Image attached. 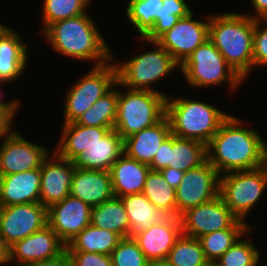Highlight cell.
<instances>
[{
	"label": "cell",
	"mask_w": 267,
	"mask_h": 266,
	"mask_svg": "<svg viewBox=\"0 0 267 266\" xmlns=\"http://www.w3.org/2000/svg\"><path fill=\"white\" fill-rule=\"evenodd\" d=\"M230 115L207 145V160L219 175L252 170L267 164L265 142L258 131L244 128Z\"/></svg>",
	"instance_id": "1"
},
{
	"label": "cell",
	"mask_w": 267,
	"mask_h": 266,
	"mask_svg": "<svg viewBox=\"0 0 267 266\" xmlns=\"http://www.w3.org/2000/svg\"><path fill=\"white\" fill-rule=\"evenodd\" d=\"M88 13L51 24L43 36L53 50L79 60H94V66L111 61L114 56L109 45Z\"/></svg>",
	"instance_id": "2"
},
{
	"label": "cell",
	"mask_w": 267,
	"mask_h": 266,
	"mask_svg": "<svg viewBox=\"0 0 267 266\" xmlns=\"http://www.w3.org/2000/svg\"><path fill=\"white\" fill-rule=\"evenodd\" d=\"M253 36L254 19L248 14L228 12L209 16L208 39L243 80L253 69Z\"/></svg>",
	"instance_id": "3"
},
{
	"label": "cell",
	"mask_w": 267,
	"mask_h": 266,
	"mask_svg": "<svg viewBox=\"0 0 267 266\" xmlns=\"http://www.w3.org/2000/svg\"><path fill=\"white\" fill-rule=\"evenodd\" d=\"M166 98V117L171 133L179 138L200 141L206 146L218 132L221 124L230 116L216 105L185 97Z\"/></svg>",
	"instance_id": "4"
},
{
	"label": "cell",
	"mask_w": 267,
	"mask_h": 266,
	"mask_svg": "<svg viewBox=\"0 0 267 266\" xmlns=\"http://www.w3.org/2000/svg\"><path fill=\"white\" fill-rule=\"evenodd\" d=\"M162 92L128 89L118 91L114 129L123 140L160 122L166 116V98Z\"/></svg>",
	"instance_id": "5"
},
{
	"label": "cell",
	"mask_w": 267,
	"mask_h": 266,
	"mask_svg": "<svg viewBox=\"0 0 267 266\" xmlns=\"http://www.w3.org/2000/svg\"><path fill=\"white\" fill-rule=\"evenodd\" d=\"M152 43L156 46L154 50H148L137 54L126 62L116 63L117 82L119 85L134 90H147L159 92L151 88L152 83H157L167 77L171 71L179 68L180 64L164 49L157 41Z\"/></svg>",
	"instance_id": "6"
},
{
	"label": "cell",
	"mask_w": 267,
	"mask_h": 266,
	"mask_svg": "<svg viewBox=\"0 0 267 266\" xmlns=\"http://www.w3.org/2000/svg\"><path fill=\"white\" fill-rule=\"evenodd\" d=\"M180 70L192 87L203 88L228 82L232 92L244 83L209 39L187 57Z\"/></svg>",
	"instance_id": "7"
},
{
	"label": "cell",
	"mask_w": 267,
	"mask_h": 266,
	"mask_svg": "<svg viewBox=\"0 0 267 266\" xmlns=\"http://www.w3.org/2000/svg\"><path fill=\"white\" fill-rule=\"evenodd\" d=\"M223 176V177H222ZM267 187V164L252 170L233 171L219 177V195L232 213L244 222Z\"/></svg>",
	"instance_id": "8"
},
{
	"label": "cell",
	"mask_w": 267,
	"mask_h": 266,
	"mask_svg": "<svg viewBox=\"0 0 267 266\" xmlns=\"http://www.w3.org/2000/svg\"><path fill=\"white\" fill-rule=\"evenodd\" d=\"M117 69L110 61L93 66L68 89L65 99L64 124L75 122L99 98L116 86Z\"/></svg>",
	"instance_id": "9"
},
{
	"label": "cell",
	"mask_w": 267,
	"mask_h": 266,
	"mask_svg": "<svg viewBox=\"0 0 267 266\" xmlns=\"http://www.w3.org/2000/svg\"><path fill=\"white\" fill-rule=\"evenodd\" d=\"M182 234L199 238L205 234L231 228L239 219L220 195L180 215Z\"/></svg>",
	"instance_id": "10"
},
{
	"label": "cell",
	"mask_w": 267,
	"mask_h": 266,
	"mask_svg": "<svg viewBox=\"0 0 267 266\" xmlns=\"http://www.w3.org/2000/svg\"><path fill=\"white\" fill-rule=\"evenodd\" d=\"M47 225V209L40 203L2 206L0 238L9 248Z\"/></svg>",
	"instance_id": "11"
},
{
	"label": "cell",
	"mask_w": 267,
	"mask_h": 266,
	"mask_svg": "<svg viewBox=\"0 0 267 266\" xmlns=\"http://www.w3.org/2000/svg\"><path fill=\"white\" fill-rule=\"evenodd\" d=\"M219 173L206 160L184 173L176 189L177 216L187 209L208 202L219 195Z\"/></svg>",
	"instance_id": "12"
},
{
	"label": "cell",
	"mask_w": 267,
	"mask_h": 266,
	"mask_svg": "<svg viewBox=\"0 0 267 266\" xmlns=\"http://www.w3.org/2000/svg\"><path fill=\"white\" fill-rule=\"evenodd\" d=\"M49 150L34 144L16 130L3 137L0 146V176L41 168Z\"/></svg>",
	"instance_id": "13"
},
{
	"label": "cell",
	"mask_w": 267,
	"mask_h": 266,
	"mask_svg": "<svg viewBox=\"0 0 267 266\" xmlns=\"http://www.w3.org/2000/svg\"><path fill=\"white\" fill-rule=\"evenodd\" d=\"M181 235L180 217L165 216L149 228L134 233L132 238L137 242L138 247L152 266H157L165 262L169 251Z\"/></svg>",
	"instance_id": "14"
},
{
	"label": "cell",
	"mask_w": 267,
	"mask_h": 266,
	"mask_svg": "<svg viewBox=\"0 0 267 266\" xmlns=\"http://www.w3.org/2000/svg\"><path fill=\"white\" fill-rule=\"evenodd\" d=\"M209 36V15L206 21L195 20L193 12L179 21L157 42L181 65Z\"/></svg>",
	"instance_id": "15"
},
{
	"label": "cell",
	"mask_w": 267,
	"mask_h": 266,
	"mask_svg": "<svg viewBox=\"0 0 267 266\" xmlns=\"http://www.w3.org/2000/svg\"><path fill=\"white\" fill-rule=\"evenodd\" d=\"M66 250V244L47 224L9 247V263L13 266H28L32 263L57 257ZM15 261H14V260Z\"/></svg>",
	"instance_id": "16"
},
{
	"label": "cell",
	"mask_w": 267,
	"mask_h": 266,
	"mask_svg": "<svg viewBox=\"0 0 267 266\" xmlns=\"http://www.w3.org/2000/svg\"><path fill=\"white\" fill-rule=\"evenodd\" d=\"M92 207L79 198L68 195L47 209V224L67 245L90 224Z\"/></svg>",
	"instance_id": "17"
},
{
	"label": "cell",
	"mask_w": 267,
	"mask_h": 266,
	"mask_svg": "<svg viewBox=\"0 0 267 266\" xmlns=\"http://www.w3.org/2000/svg\"><path fill=\"white\" fill-rule=\"evenodd\" d=\"M54 154V155H53ZM41 165L40 203L46 208L59 203L68 195L75 166L73 161L53 152Z\"/></svg>",
	"instance_id": "18"
},
{
	"label": "cell",
	"mask_w": 267,
	"mask_h": 266,
	"mask_svg": "<svg viewBox=\"0 0 267 266\" xmlns=\"http://www.w3.org/2000/svg\"><path fill=\"white\" fill-rule=\"evenodd\" d=\"M41 168L0 176L2 206L40 202Z\"/></svg>",
	"instance_id": "19"
},
{
	"label": "cell",
	"mask_w": 267,
	"mask_h": 266,
	"mask_svg": "<svg viewBox=\"0 0 267 266\" xmlns=\"http://www.w3.org/2000/svg\"><path fill=\"white\" fill-rule=\"evenodd\" d=\"M70 195L91 207L114 197L109 171L75 168Z\"/></svg>",
	"instance_id": "20"
},
{
	"label": "cell",
	"mask_w": 267,
	"mask_h": 266,
	"mask_svg": "<svg viewBox=\"0 0 267 266\" xmlns=\"http://www.w3.org/2000/svg\"><path fill=\"white\" fill-rule=\"evenodd\" d=\"M28 44L21 34L10 27L0 32V79L13 82L26 71Z\"/></svg>",
	"instance_id": "21"
},
{
	"label": "cell",
	"mask_w": 267,
	"mask_h": 266,
	"mask_svg": "<svg viewBox=\"0 0 267 266\" xmlns=\"http://www.w3.org/2000/svg\"><path fill=\"white\" fill-rule=\"evenodd\" d=\"M123 153V138L111 129L99 142L78 155L73 163L78 169L109 171Z\"/></svg>",
	"instance_id": "22"
},
{
	"label": "cell",
	"mask_w": 267,
	"mask_h": 266,
	"mask_svg": "<svg viewBox=\"0 0 267 266\" xmlns=\"http://www.w3.org/2000/svg\"><path fill=\"white\" fill-rule=\"evenodd\" d=\"M171 134L170 123L165 116L152 127L145 128L123 140L124 153L149 165L163 141Z\"/></svg>",
	"instance_id": "23"
},
{
	"label": "cell",
	"mask_w": 267,
	"mask_h": 266,
	"mask_svg": "<svg viewBox=\"0 0 267 266\" xmlns=\"http://www.w3.org/2000/svg\"><path fill=\"white\" fill-rule=\"evenodd\" d=\"M149 165L123 153L109 170L115 197L143 193Z\"/></svg>",
	"instance_id": "24"
},
{
	"label": "cell",
	"mask_w": 267,
	"mask_h": 266,
	"mask_svg": "<svg viewBox=\"0 0 267 266\" xmlns=\"http://www.w3.org/2000/svg\"><path fill=\"white\" fill-rule=\"evenodd\" d=\"M61 139L55 152L62 158L73 161L87 148L96 144L111 129L106 127L83 126L75 122L62 125Z\"/></svg>",
	"instance_id": "25"
},
{
	"label": "cell",
	"mask_w": 267,
	"mask_h": 266,
	"mask_svg": "<svg viewBox=\"0 0 267 266\" xmlns=\"http://www.w3.org/2000/svg\"><path fill=\"white\" fill-rule=\"evenodd\" d=\"M121 239L119 234L90 223L66 245V250L110 255Z\"/></svg>",
	"instance_id": "26"
},
{
	"label": "cell",
	"mask_w": 267,
	"mask_h": 266,
	"mask_svg": "<svg viewBox=\"0 0 267 266\" xmlns=\"http://www.w3.org/2000/svg\"><path fill=\"white\" fill-rule=\"evenodd\" d=\"M207 160V146L200 141L169 135L168 167L180 171L196 168Z\"/></svg>",
	"instance_id": "27"
},
{
	"label": "cell",
	"mask_w": 267,
	"mask_h": 266,
	"mask_svg": "<svg viewBox=\"0 0 267 266\" xmlns=\"http://www.w3.org/2000/svg\"><path fill=\"white\" fill-rule=\"evenodd\" d=\"M90 223L100 229L130 237V224L124 204L119 197H112L102 204L92 207Z\"/></svg>",
	"instance_id": "28"
},
{
	"label": "cell",
	"mask_w": 267,
	"mask_h": 266,
	"mask_svg": "<svg viewBox=\"0 0 267 266\" xmlns=\"http://www.w3.org/2000/svg\"><path fill=\"white\" fill-rule=\"evenodd\" d=\"M130 224V236L149 228L159 222L166 215L157 209L143 193L120 197Z\"/></svg>",
	"instance_id": "29"
},
{
	"label": "cell",
	"mask_w": 267,
	"mask_h": 266,
	"mask_svg": "<svg viewBox=\"0 0 267 266\" xmlns=\"http://www.w3.org/2000/svg\"><path fill=\"white\" fill-rule=\"evenodd\" d=\"M251 229L247 222L238 220L231 228L199 237L206 259L216 262L240 237L247 235Z\"/></svg>",
	"instance_id": "30"
},
{
	"label": "cell",
	"mask_w": 267,
	"mask_h": 266,
	"mask_svg": "<svg viewBox=\"0 0 267 266\" xmlns=\"http://www.w3.org/2000/svg\"><path fill=\"white\" fill-rule=\"evenodd\" d=\"M143 194L166 216H177L176 190L168 185L160 171L148 172Z\"/></svg>",
	"instance_id": "31"
},
{
	"label": "cell",
	"mask_w": 267,
	"mask_h": 266,
	"mask_svg": "<svg viewBox=\"0 0 267 266\" xmlns=\"http://www.w3.org/2000/svg\"><path fill=\"white\" fill-rule=\"evenodd\" d=\"M118 89H110L75 121L83 126L114 128L117 117Z\"/></svg>",
	"instance_id": "32"
},
{
	"label": "cell",
	"mask_w": 267,
	"mask_h": 266,
	"mask_svg": "<svg viewBox=\"0 0 267 266\" xmlns=\"http://www.w3.org/2000/svg\"><path fill=\"white\" fill-rule=\"evenodd\" d=\"M207 262L199 239L182 234L162 266H204Z\"/></svg>",
	"instance_id": "33"
},
{
	"label": "cell",
	"mask_w": 267,
	"mask_h": 266,
	"mask_svg": "<svg viewBox=\"0 0 267 266\" xmlns=\"http://www.w3.org/2000/svg\"><path fill=\"white\" fill-rule=\"evenodd\" d=\"M162 0H129L126 8L128 21L144 37L154 26L162 10Z\"/></svg>",
	"instance_id": "34"
},
{
	"label": "cell",
	"mask_w": 267,
	"mask_h": 266,
	"mask_svg": "<svg viewBox=\"0 0 267 266\" xmlns=\"http://www.w3.org/2000/svg\"><path fill=\"white\" fill-rule=\"evenodd\" d=\"M163 6L160 16L154 22L152 29L141 39L156 42L163 34L170 30L180 18L192 13V9L185 0H162Z\"/></svg>",
	"instance_id": "35"
},
{
	"label": "cell",
	"mask_w": 267,
	"mask_h": 266,
	"mask_svg": "<svg viewBox=\"0 0 267 266\" xmlns=\"http://www.w3.org/2000/svg\"><path fill=\"white\" fill-rule=\"evenodd\" d=\"M43 26L41 33L51 24L85 14L91 0H43Z\"/></svg>",
	"instance_id": "36"
},
{
	"label": "cell",
	"mask_w": 267,
	"mask_h": 266,
	"mask_svg": "<svg viewBox=\"0 0 267 266\" xmlns=\"http://www.w3.org/2000/svg\"><path fill=\"white\" fill-rule=\"evenodd\" d=\"M260 256L254 243L240 237L216 263L219 266H259Z\"/></svg>",
	"instance_id": "37"
},
{
	"label": "cell",
	"mask_w": 267,
	"mask_h": 266,
	"mask_svg": "<svg viewBox=\"0 0 267 266\" xmlns=\"http://www.w3.org/2000/svg\"><path fill=\"white\" fill-rule=\"evenodd\" d=\"M110 256L113 266H152L132 236L122 238Z\"/></svg>",
	"instance_id": "38"
},
{
	"label": "cell",
	"mask_w": 267,
	"mask_h": 266,
	"mask_svg": "<svg viewBox=\"0 0 267 266\" xmlns=\"http://www.w3.org/2000/svg\"><path fill=\"white\" fill-rule=\"evenodd\" d=\"M259 65L267 66V19H254L253 68Z\"/></svg>",
	"instance_id": "39"
},
{
	"label": "cell",
	"mask_w": 267,
	"mask_h": 266,
	"mask_svg": "<svg viewBox=\"0 0 267 266\" xmlns=\"http://www.w3.org/2000/svg\"><path fill=\"white\" fill-rule=\"evenodd\" d=\"M73 266H113L110 255L88 252H68Z\"/></svg>",
	"instance_id": "40"
},
{
	"label": "cell",
	"mask_w": 267,
	"mask_h": 266,
	"mask_svg": "<svg viewBox=\"0 0 267 266\" xmlns=\"http://www.w3.org/2000/svg\"><path fill=\"white\" fill-rule=\"evenodd\" d=\"M169 156V136L163 141L160 148L155 153L152 162L149 164L150 170L161 171L168 168Z\"/></svg>",
	"instance_id": "41"
},
{
	"label": "cell",
	"mask_w": 267,
	"mask_h": 266,
	"mask_svg": "<svg viewBox=\"0 0 267 266\" xmlns=\"http://www.w3.org/2000/svg\"><path fill=\"white\" fill-rule=\"evenodd\" d=\"M19 110H0V138L8 136L13 131V120Z\"/></svg>",
	"instance_id": "42"
},
{
	"label": "cell",
	"mask_w": 267,
	"mask_h": 266,
	"mask_svg": "<svg viewBox=\"0 0 267 266\" xmlns=\"http://www.w3.org/2000/svg\"><path fill=\"white\" fill-rule=\"evenodd\" d=\"M28 266H73L71 257L67 250L57 257L32 263Z\"/></svg>",
	"instance_id": "43"
},
{
	"label": "cell",
	"mask_w": 267,
	"mask_h": 266,
	"mask_svg": "<svg viewBox=\"0 0 267 266\" xmlns=\"http://www.w3.org/2000/svg\"><path fill=\"white\" fill-rule=\"evenodd\" d=\"M162 176L167 181L168 185L175 190L180 185V182L183 179L184 171L174 169L172 167L164 168L161 171Z\"/></svg>",
	"instance_id": "44"
},
{
	"label": "cell",
	"mask_w": 267,
	"mask_h": 266,
	"mask_svg": "<svg viewBox=\"0 0 267 266\" xmlns=\"http://www.w3.org/2000/svg\"><path fill=\"white\" fill-rule=\"evenodd\" d=\"M256 15L249 14L253 19H267V0H251Z\"/></svg>",
	"instance_id": "45"
},
{
	"label": "cell",
	"mask_w": 267,
	"mask_h": 266,
	"mask_svg": "<svg viewBox=\"0 0 267 266\" xmlns=\"http://www.w3.org/2000/svg\"><path fill=\"white\" fill-rule=\"evenodd\" d=\"M4 83L3 80L0 79V84L2 85ZM1 96H2V91L0 90V110H18L20 106V101L18 100H13V101H7V102H1Z\"/></svg>",
	"instance_id": "46"
},
{
	"label": "cell",
	"mask_w": 267,
	"mask_h": 266,
	"mask_svg": "<svg viewBox=\"0 0 267 266\" xmlns=\"http://www.w3.org/2000/svg\"><path fill=\"white\" fill-rule=\"evenodd\" d=\"M9 264V248L4 244L0 238V264Z\"/></svg>",
	"instance_id": "47"
},
{
	"label": "cell",
	"mask_w": 267,
	"mask_h": 266,
	"mask_svg": "<svg viewBox=\"0 0 267 266\" xmlns=\"http://www.w3.org/2000/svg\"><path fill=\"white\" fill-rule=\"evenodd\" d=\"M204 266H219L216 262L208 261Z\"/></svg>",
	"instance_id": "48"
},
{
	"label": "cell",
	"mask_w": 267,
	"mask_h": 266,
	"mask_svg": "<svg viewBox=\"0 0 267 266\" xmlns=\"http://www.w3.org/2000/svg\"><path fill=\"white\" fill-rule=\"evenodd\" d=\"M265 155H266V162H267V142H265Z\"/></svg>",
	"instance_id": "49"
},
{
	"label": "cell",
	"mask_w": 267,
	"mask_h": 266,
	"mask_svg": "<svg viewBox=\"0 0 267 266\" xmlns=\"http://www.w3.org/2000/svg\"><path fill=\"white\" fill-rule=\"evenodd\" d=\"M6 26L2 23H0V32L5 28Z\"/></svg>",
	"instance_id": "50"
}]
</instances>
